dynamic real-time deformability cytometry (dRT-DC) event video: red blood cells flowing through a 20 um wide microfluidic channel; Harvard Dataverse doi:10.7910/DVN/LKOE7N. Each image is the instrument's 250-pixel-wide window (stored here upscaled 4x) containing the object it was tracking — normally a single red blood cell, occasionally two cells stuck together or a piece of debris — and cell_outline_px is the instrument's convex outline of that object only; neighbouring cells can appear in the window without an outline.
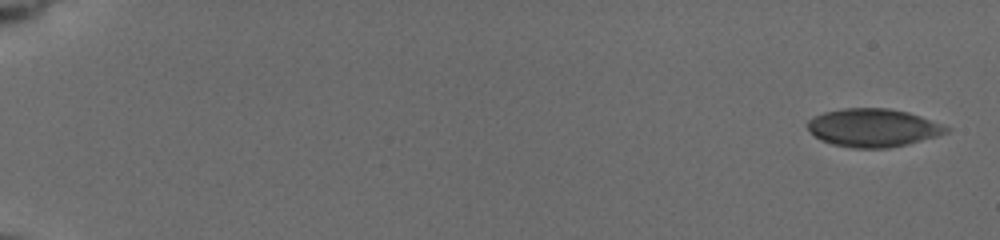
{"species": "common noctule bat (a hibernating species)", "species_latin": "Nyctalus noctula", "temperature_condition": "cold", "stored_images_in_passage": 57, "camera_frame_rate_fps": 3000, "um_per_image_px": 0.085, "animal": {"sex": "female", "body_mass_g": 19.5, "forearm_length_mm": 54.1}, "frame": {"image": 1, "passage_image": 1, "time_ms": 0.0, "image_size_px": [1000, 240], "cell_outline_px": [[952, 128], [948, 132], [936, 136], [908, 144], [888, 148], [848, 148], [832, 144], [820, 140], [808, 128], [808, 120], [824, 112], [844, 108], [888, 108], [908, 112], [920, 116]], "centroid_in_image_um": [74.22, 10.86], "position_along_channel_um": 10.8, "area_um2": 30.75}}
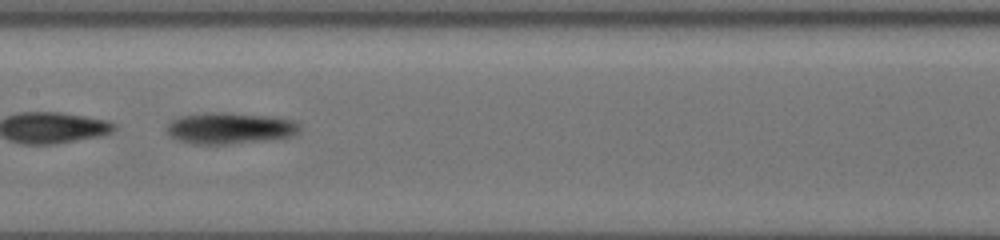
{"frame": {"image": 2, "passage_image": 31, "time_ms": 10.0, "image_size_px": [1000, 240], "cell_outline_px": [[300, 128], [292, 136], [264, 140], [228, 144], [192, 144], [176, 140], [164, 128], [172, 120], [180, 116], [204, 112], [224, 112], [272, 116], [292, 120], [300, 124]], "centroid_in_image_um": [19.49, 10.89], "position_along_channel_um": 187.9, "area_um2": 24.39}}
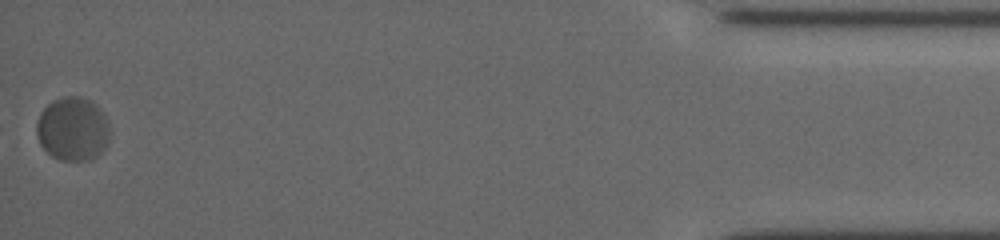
{"frame": {"image": 3, "passage_image": 57, "time_ms": 18.667, "image_size_px": [1000, 240], "cell_outline_px": [[112, 132], [108, 144], [92, 160], [60, 160], [52, 156], [40, 144], [36, 136], [36, 124], [40, 112], [52, 100], [68, 96], [80, 96], [92, 100], [96, 104], [104, 116]], "centroid_in_image_um": [6.19, 10.96], "position_along_channel_um": 429.0, "area_um2": 27.51}, "authors_computed_cell_mechanics": {"area_um2": 25.721, "velocity_mm_per_s": 3.6483, "shape_relaxation_time_tau1_ms": 1.1924, "shape_relaxation_time_tau2_ms": 2.6671, "deformation_change_tau1": 0.2432, "deformation_change_tau2": 0.0423}}